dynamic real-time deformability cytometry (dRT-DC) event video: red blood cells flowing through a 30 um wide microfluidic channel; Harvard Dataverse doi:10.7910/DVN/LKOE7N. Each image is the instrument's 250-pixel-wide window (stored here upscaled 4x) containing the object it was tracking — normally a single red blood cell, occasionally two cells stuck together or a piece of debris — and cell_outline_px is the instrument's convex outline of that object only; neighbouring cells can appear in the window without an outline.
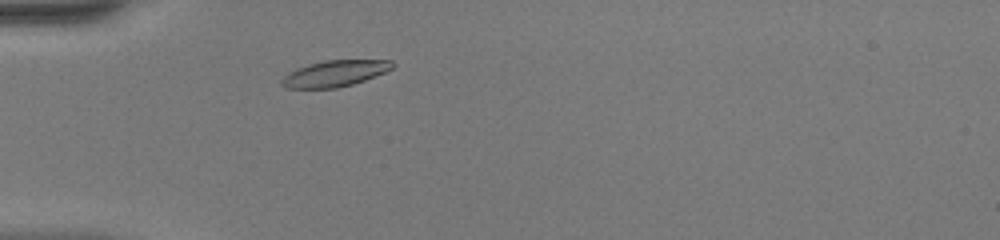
{"species": "common noctule bat (a hibernating species)", "species_latin": "Nyctalus noctula", "temperature_condition": "warm", "stored_images_in_passage": 39, "camera_frame_rate_fps": 3000, "um_per_image_px": 0.085, "animal": {"sex": "female", "body_mass_g": 20.0, "forearm_length_mm": 54.0}, "frame": {"image": 1, "passage_image": 5, "time_ms": 1.333, "image_size_px": [1000, 240], "cell_outline_px": [[396, 64], [392, 68], [384, 72], [364, 80], [352, 84], [336, 88], [284, 88], [280, 84], [280, 80], [288, 72], [296, 68], [308, 64], [324, 60], [392, 60]], "centroid_in_image_um": [28.41, 6.24], "position_along_channel_um": 56.6, "area_um2": 16.94}}
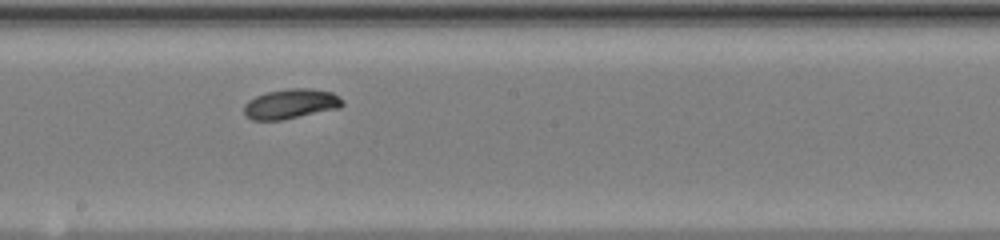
{"frame": {"image": 2, "passage_image": 18, "time_ms": 5.667, "image_size_px": [1000, 240], "cell_outline_px": [[344, 104], [340, 108], [284, 120], [252, 120], [244, 116], [244, 104], [248, 100], [256, 96], [268, 92], [288, 88], [312, 88], [332, 92], [344, 100]], "centroid_in_image_um": [24.73, 8.83], "position_along_channel_um": 223.5, "area_um2": 17.4}}
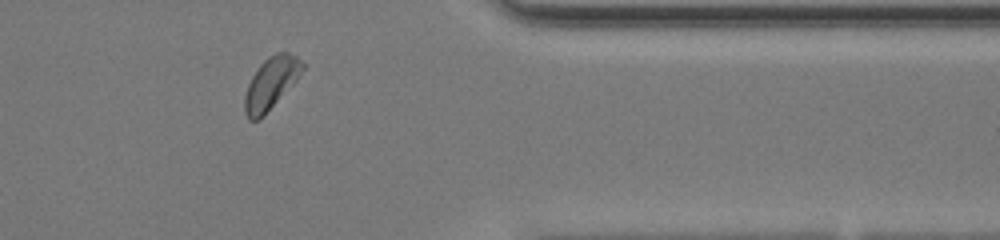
{"frame": {"image": 3, "passage_image": 31, "time_ms": 10.0, "image_size_px": [1000, 240], "cell_outline_px": [[304, 68], [296, 80], [264, 116], [260, 120], [248, 120], [244, 112], [244, 96], [248, 84], [252, 76], [260, 64], [268, 56], [276, 52], [288, 52], [296, 56], [304, 64]], "centroid_in_image_um": [23.01, 7.09], "position_along_channel_um": 388.4, "area_um2": 17.46}, "authors_computed_cell_mechanics": {"area_um2": 17.1666, "velocity_mm_per_s": 4.1081, "shape_relaxation_time_tau1_ms": 2.232, "shape_relaxation_time_tau2_ms": null, "deformation_change_tau1": 0.1236, "deformation_change_tau2": null}}